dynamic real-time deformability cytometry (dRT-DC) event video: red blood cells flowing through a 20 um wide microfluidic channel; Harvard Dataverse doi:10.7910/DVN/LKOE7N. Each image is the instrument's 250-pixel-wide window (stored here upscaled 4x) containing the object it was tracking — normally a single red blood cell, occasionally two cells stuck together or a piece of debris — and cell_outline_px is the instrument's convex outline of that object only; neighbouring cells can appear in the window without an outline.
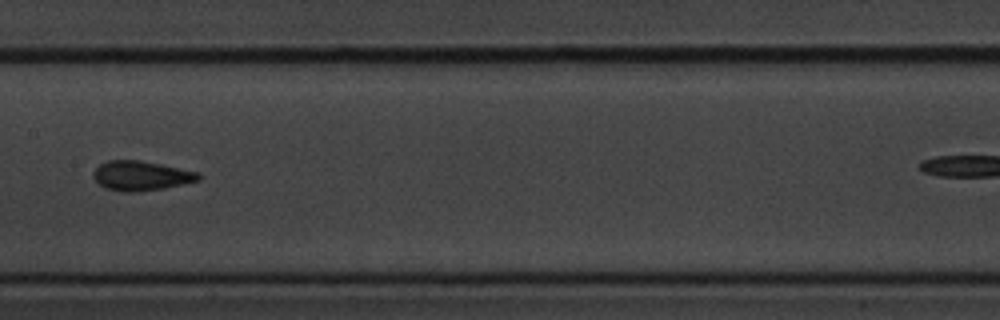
{"species": "common noctule bat (a hibernating species)", "species_latin": "Nyctalus noctula", "temperature_condition": "cold", "stored_images_in_passage": 10, "camera_frame_rate_fps": 3000, "um_per_image_px": 0.085, "animal": {"sex": "male", "body_mass_g": 20.1, "forearm_length_mm": 53.5}, "frame": {"image": 1, "passage_image": 7, "time_ms": 2.0, "image_size_px": [1000, 320], "cell_outline_px": [[200, 180], [164, 188], [132, 192], [124, 192], [104, 188], [92, 176], [92, 172], [100, 164], [108, 160], [140, 160], [200, 172]], "centroid_in_image_um": [11.98, 14.93], "position_along_channel_um": 195.4, "area_um2": 18.09}}
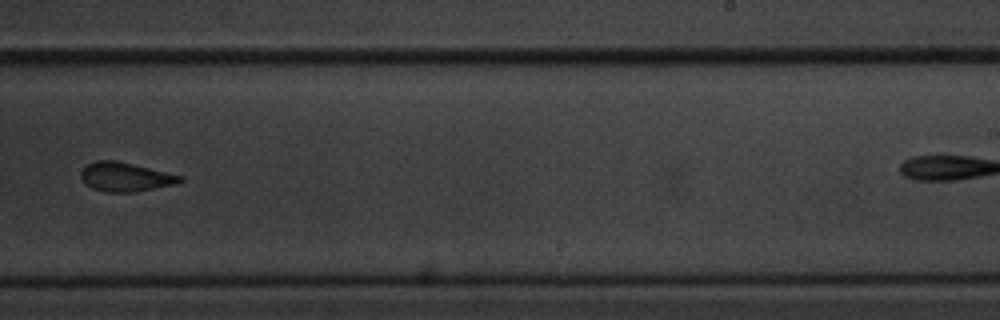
{"frame": {"image": 2, "passage_image": 9, "time_ms": 2.667, "image_size_px": [1000, 320], "cell_outline_px": [[184, 180], [180, 184], [136, 192], [104, 192], [92, 188], [80, 176], [80, 172], [88, 164], [96, 160], [116, 160], [184, 176]], "centroid_in_image_um": [10.73, 15.05], "position_along_channel_um": 278.3, "area_um2": 16.94}}